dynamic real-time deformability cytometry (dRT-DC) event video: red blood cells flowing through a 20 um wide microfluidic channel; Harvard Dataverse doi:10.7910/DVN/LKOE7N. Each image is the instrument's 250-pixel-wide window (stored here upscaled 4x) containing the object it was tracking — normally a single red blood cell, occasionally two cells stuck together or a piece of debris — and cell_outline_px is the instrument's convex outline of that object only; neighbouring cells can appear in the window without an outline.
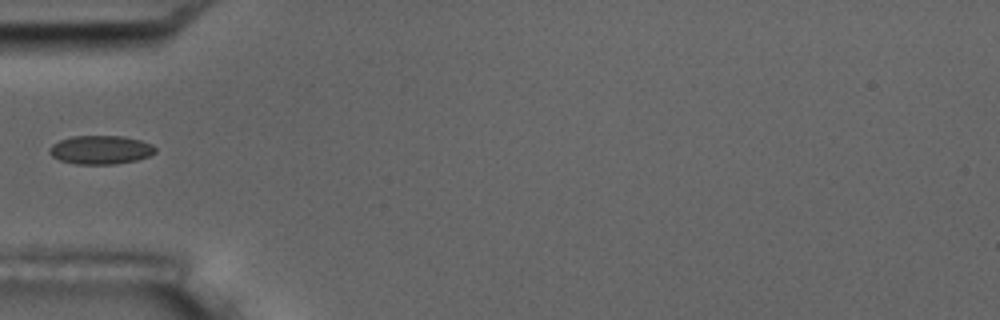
{"species": "common noctule bat (a hibernating species)", "species_latin": "Nyctalus noctula", "temperature_condition": "room temperature", "stored_images_in_passage": 6, "camera_frame_rate_fps": 3000, "um_per_image_px": 0.085, "animal": {"sex": "male", "body_mass_g": 17.5, "forearm_length_mm": 52.3}, "frame": {"image": 1, "passage_image": 3, "time_ms": 2.333, "image_size_px": [1000, 320], "cell_outline_px": [[156, 152], [148, 156], [136, 160], [112, 164], [76, 164], [60, 160], [52, 156], [48, 152], [48, 148], [52, 144], [60, 140], [72, 136], [124, 136], [140, 140], [152, 144], [156, 148]], "centroid_in_image_um": [8.54, 12.73], "position_along_channel_um": 76.5, "area_um2": 17.69}}
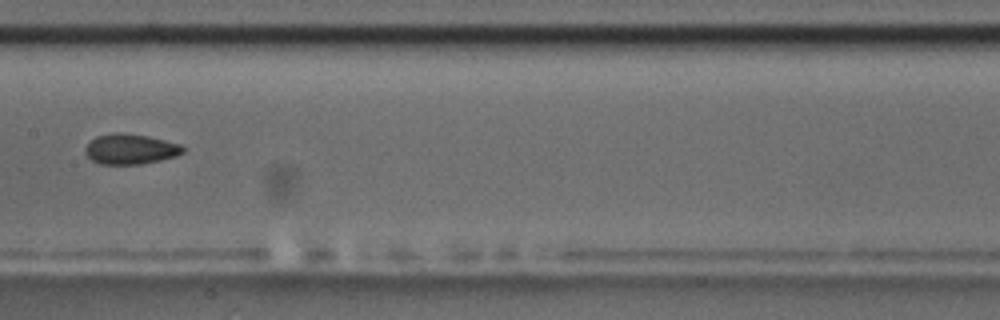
{"frame": {"image": 2, "passage_image": 6, "time_ms": 5.667, "image_size_px": [1000, 320], "cell_outline_px": [[184, 152], [176, 156], [160, 160], [140, 164], [100, 164], [92, 160], [84, 152], [84, 148], [96, 136], [116, 132], [124, 132], [148, 136], [180, 144], [184, 148]], "centroid_in_image_um": [11.07, 12.66], "position_along_channel_um": 196.3, "area_um2": 17.22}}